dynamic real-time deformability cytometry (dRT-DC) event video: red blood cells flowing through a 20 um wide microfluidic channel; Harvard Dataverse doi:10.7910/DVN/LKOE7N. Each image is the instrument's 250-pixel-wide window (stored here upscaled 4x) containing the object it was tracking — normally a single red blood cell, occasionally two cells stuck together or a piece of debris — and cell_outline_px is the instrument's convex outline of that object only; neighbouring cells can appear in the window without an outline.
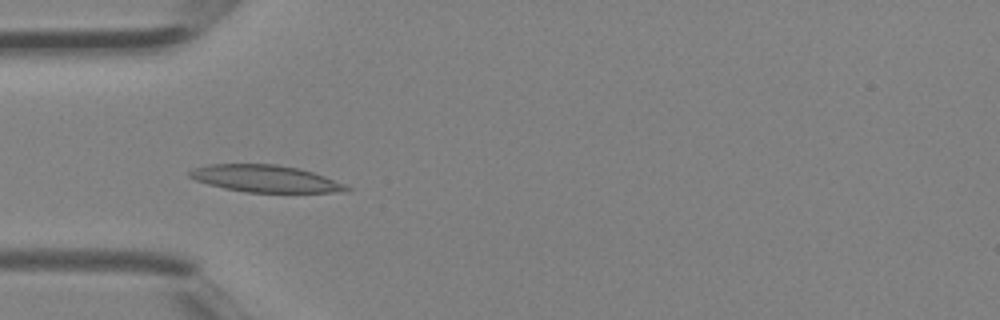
{"species": "Egyptian fruit bat (a non-hibernating species)", "species_latin": "Rousettus aegyptiacus", "temperature_condition": "room temperature", "stored_images_in_passage": 3, "camera_frame_rate_fps": 3000, "um_per_image_px": 0.085, "animal": {"sex": "female"}, "frame": {"image": 1, "passage_image": 3, "time_ms": 0.667, "image_size_px": [1000, 320], "cell_outline_px": [[352, 188], [344, 192], [244, 192], [224, 188], [208, 184], [196, 180], [188, 176], [188, 172], [192, 168], [208, 164], [276, 164], [300, 168], [324, 176], [344, 184]], "centroid_in_image_um": [22.52, 15.18], "position_along_channel_um": 62.5, "area_um2": 24.68}}